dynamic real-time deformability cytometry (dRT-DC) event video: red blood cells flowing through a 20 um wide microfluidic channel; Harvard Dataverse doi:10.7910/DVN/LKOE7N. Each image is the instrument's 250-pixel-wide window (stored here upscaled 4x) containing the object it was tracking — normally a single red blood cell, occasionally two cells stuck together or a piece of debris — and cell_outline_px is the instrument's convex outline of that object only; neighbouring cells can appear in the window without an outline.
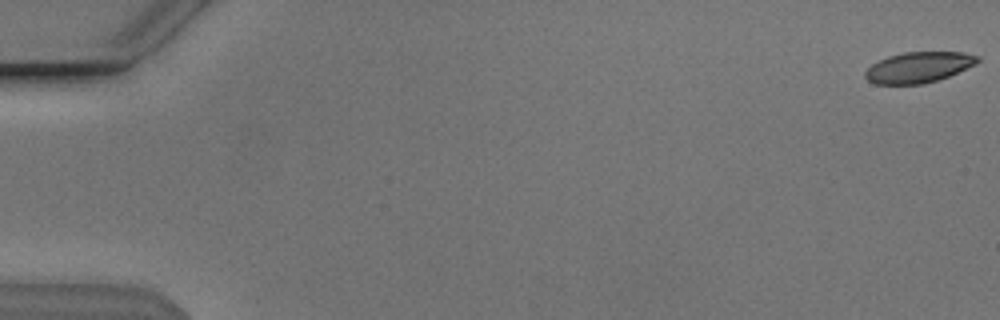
{"species": "Egyptian fruit bat (a non-hibernating species)", "species_latin": "Rousettus aegyptiacus", "temperature_condition": "cold", "stored_images_in_passage": 52, "camera_frame_rate_fps": 3000, "um_per_image_px": 0.085, "animal": {"sex": "male"}, "frame": {"image": 1, "passage_image": 1, "time_ms": 0.0, "image_size_px": [1000, 320], "cell_outline_px": [[980, 60], [976, 64], [948, 76], [936, 80], [920, 84], [876, 84], [868, 80], [864, 76], [864, 72], [872, 64], [888, 56], [904, 52], [964, 52], [980, 56]], "centroid_in_image_um": [78.09, 5.71], "position_along_channel_um": 6.9, "area_um2": 20.0}}
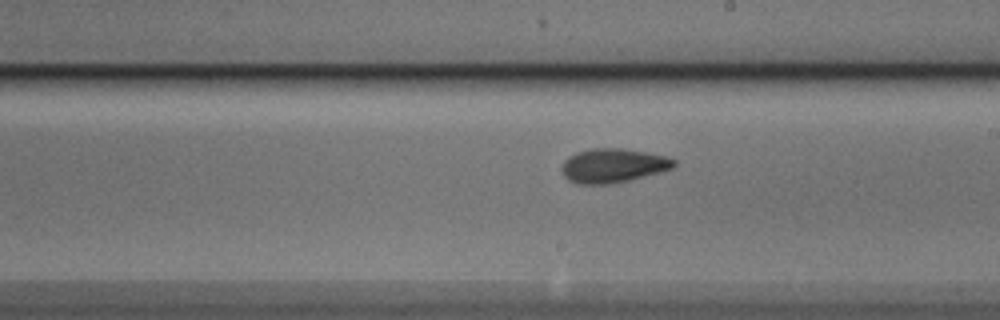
{"frame": {"image": 2, "passage_image": 32, "time_ms": 10.333, "image_size_px": [1000, 320], "cell_outline_px": [[676, 164], [672, 168], [660, 172], [632, 180], [612, 184], [576, 184], [568, 180], [560, 172], [560, 168], [564, 160], [568, 156], [576, 152], [592, 148], [624, 148], [648, 152], [664, 156], [676, 160]], "centroid_in_image_um": [52.07, 14.08], "position_along_channel_um": 236.9, "area_um2": 22.72}}
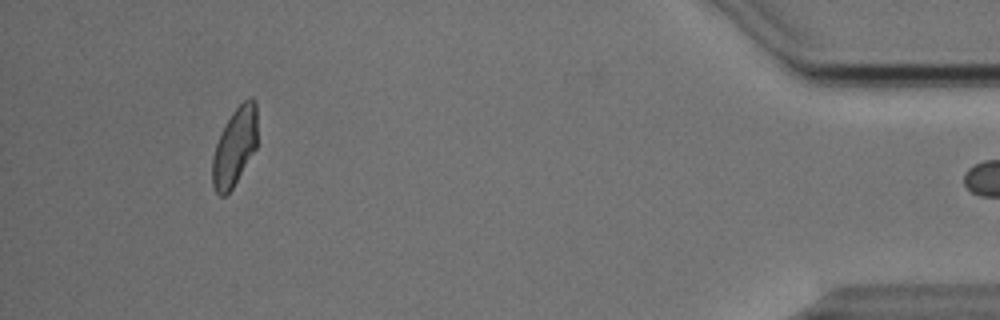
{"frame": {"image": 3, "passage_image": 51, "time_ms": 16.667, "image_size_px": [1000, 320], "cell_outline_px": [[256, 148], [232, 188], [224, 196], [220, 196], [216, 192], [212, 184], [212, 160], [216, 144], [232, 112], [248, 96], [252, 96], [256, 104]], "centroid_in_image_um": [19.95, 12.48], "position_along_channel_um": 415.3, "area_um2": 20.06}}